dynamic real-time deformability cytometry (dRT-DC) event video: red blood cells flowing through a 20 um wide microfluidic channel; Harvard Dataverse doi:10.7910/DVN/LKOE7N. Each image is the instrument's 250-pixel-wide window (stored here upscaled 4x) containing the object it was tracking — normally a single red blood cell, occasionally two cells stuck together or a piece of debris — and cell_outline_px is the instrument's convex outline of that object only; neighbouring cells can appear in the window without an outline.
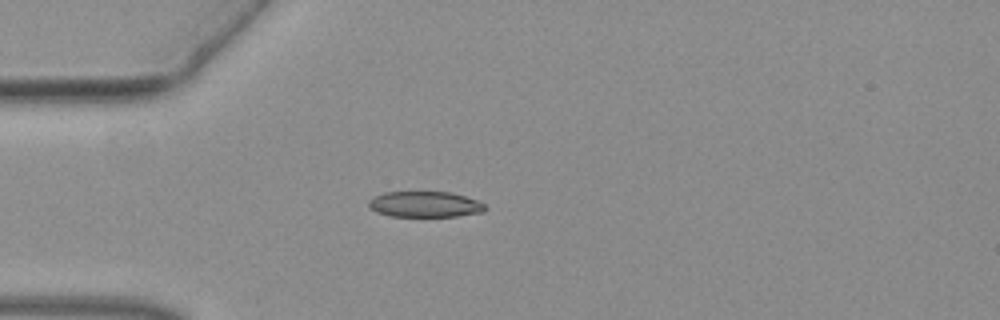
{"species": "common noctule bat (a hibernating species)", "species_latin": "Nyctalus noctula", "temperature_condition": "warm", "stored_images_in_passage": 50, "camera_frame_rate_fps": 3000, "um_per_image_px": 0.085, "animal": {"sex": "female", "body_mass_g": 19.3, "forearm_length_mm": 54.1}, "frame": {"image": 1, "passage_image": 13, "time_ms": 4.0, "image_size_px": [1000, 320], "cell_outline_px": [[488, 208], [484, 212], [456, 216], [392, 216], [376, 212], [368, 208], [368, 200], [372, 196], [384, 192], [452, 192], [476, 200], [484, 204]], "centroid_in_image_um": [36.09, 17.36], "position_along_channel_um": 48.9, "area_um2": 17.63}}
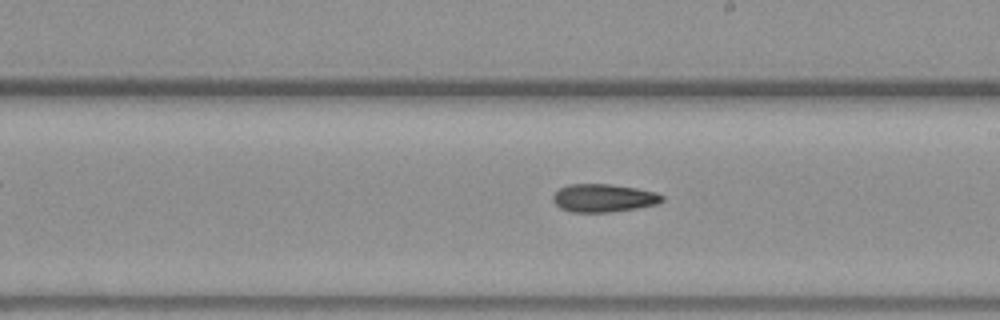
{"frame": {"image": 2, "passage_image": 28, "time_ms": 9.0, "image_size_px": [1000, 320], "cell_outline_px": [[664, 200], [656, 204], [636, 208], [612, 212], [572, 212], [560, 208], [552, 200], [552, 196], [560, 188], [568, 184], [612, 184], [636, 188], [656, 192], [664, 196]], "centroid_in_image_um": [51.3, 16.83], "position_along_channel_um": 237.7, "area_um2": 17.86}}
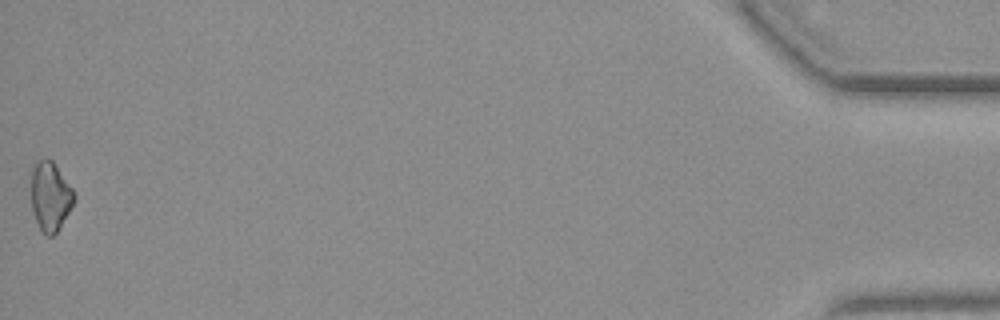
{"frame": {"image": 3, "passage_image": 50, "time_ms": 16.333, "image_size_px": [1000, 320], "cell_outline_px": [[76, 196], [68, 212], [56, 232], [52, 236], [44, 236], [32, 212], [28, 172], [36, 160], [52, 160], [72, 188]], "centroid_in_image_um": [4.2, 16.65], "position_along_channel_um": 431.0, "area_um2": 17.63}}